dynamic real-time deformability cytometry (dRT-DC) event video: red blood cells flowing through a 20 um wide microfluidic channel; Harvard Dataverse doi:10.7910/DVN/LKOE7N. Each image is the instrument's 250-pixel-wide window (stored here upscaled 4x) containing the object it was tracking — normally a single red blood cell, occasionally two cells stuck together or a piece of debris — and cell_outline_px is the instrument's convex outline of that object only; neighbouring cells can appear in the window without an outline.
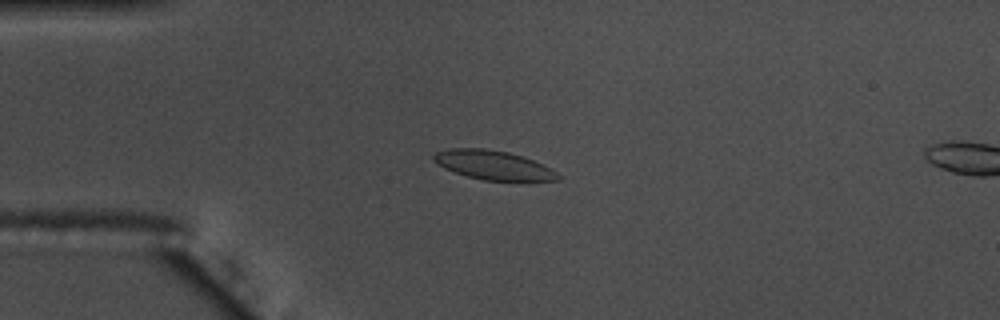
{"species": "common noctule bat (a hibernating species)", "species_latin": "Nyctalus noctula", "temperature_condition": "warm", "stored_images_in_passage": 9, "camera_frame_rate_fps": 3000, "um_per_image_px": 0.085, "animal": {"sex": "male", "body_mass_g": 17.5, "forearm_length_mm": 52.3}, "frame": {"image": 1, "passage_image": 6, "time_ms": 1.667, "image_size_px": [1000, 320], "cell_outline_px": [[564, 176], [560, 180], [528, 184], [520, 184], [484, 180], [468, 176], [444, 168], [436, 164], [432, 160], [432, 156], [436, 152], [452, 148], [484, 148], [508, 152], [524, 156], [544, 164], [552, 168]], "centroid_in_image_um": [42.11, 14.1], "position_along_channel_um": 42.9, "area_um2": 22.43}}